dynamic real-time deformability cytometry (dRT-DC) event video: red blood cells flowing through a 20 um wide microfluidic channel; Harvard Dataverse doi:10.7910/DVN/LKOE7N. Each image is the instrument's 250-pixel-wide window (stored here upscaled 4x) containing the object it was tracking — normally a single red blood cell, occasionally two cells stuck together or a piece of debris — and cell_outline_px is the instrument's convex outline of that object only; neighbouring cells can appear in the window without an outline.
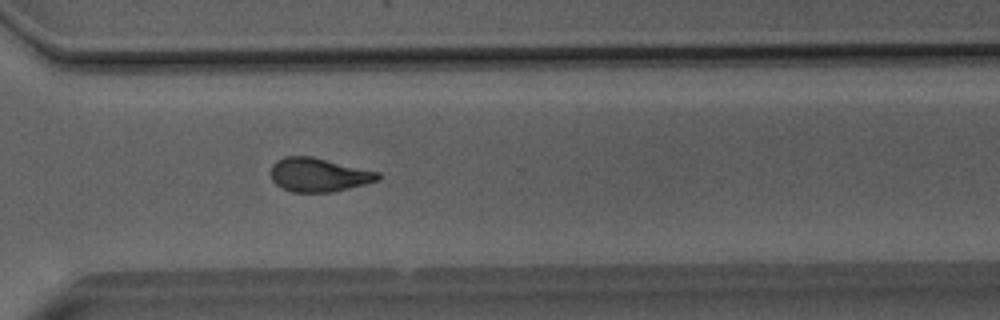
{"species": "Egyptian fruit bat (a non-hibernating species)", "species_latin": "Rousettus aegyptiacus", "temperature_condition": "room temperature", "stored_images_in_passage": 51, "camera_frame_rate_fps": 3000, "um_per_image_px": 0.085, "animal": {"sex": "male"}, "frame": {"image": 1, "passage_image": 37, "time_ms": 12.0, "image_size_px": [1000, 320], "cell_outline_px": [[380, 180], [332, 192], [292, 192], [276, 184], [272, 180], [268, 172], [272, 164], [276, 160], [284, 156], [312, 156], [380, 172]], "centroid_in_image_um": [27.05, 14.85], "position_along_channel_um": 343.5, "area_um2": 21.27}}
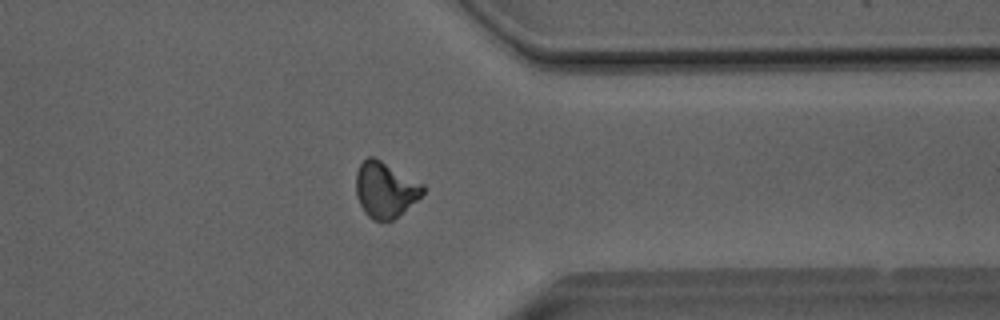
{"frame": {"image": 2, "passage_image": 40, "time_ms": 13.0, "image_size_px": [1000, 320], "cell_outline_px": [[424, 192], [416, 200], [392, 220], [372, 220], [364, 212], [356, 196], [356, 172], [360, 164], [368, 156], [372, 156], [380, 160], [424, 184]], "centroid_in_image_um": [32.72, 16.11], "position_along_channel_um": 378.7, "area_um2": 21.39}}
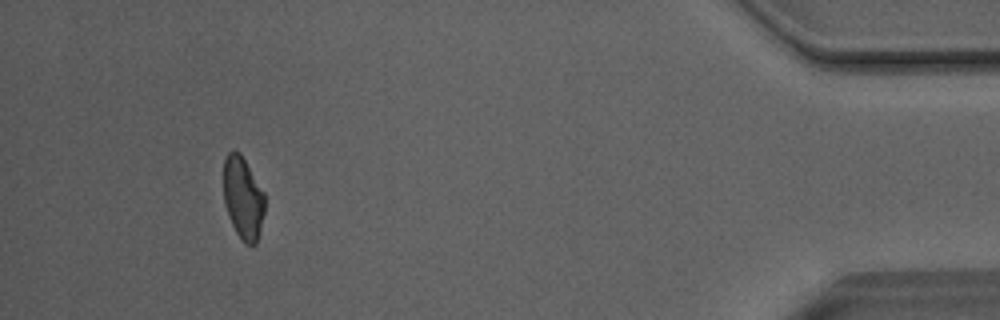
{"frame": {"image": 3, "passage_image": 47, "time_ms": 15.333, "image_size_px": [1000, 320], "cell_outline_px": [[264, 212], [256, 244], [244, 244], [236, 232], [228, 216], [224, 204], [224, 160], [228, 152], [240, 152], [264, 192]], "centroid_in_image_um": [20.65, 16.84], "position_along_channel_um": 414.6, "area_um2": 19.59}, "authors_computed_cell_mechanics": {"area_um2": 21.386, "velocity_mm_per_s": 4.0688, "shape_relaxation_time_tau1_ms": 6.3247, "shape_relaxation_time_tau2_ms": 2.0481, "deformation_change_tau1": 0.1616, "deformation_change_tau2": 0.0716}}